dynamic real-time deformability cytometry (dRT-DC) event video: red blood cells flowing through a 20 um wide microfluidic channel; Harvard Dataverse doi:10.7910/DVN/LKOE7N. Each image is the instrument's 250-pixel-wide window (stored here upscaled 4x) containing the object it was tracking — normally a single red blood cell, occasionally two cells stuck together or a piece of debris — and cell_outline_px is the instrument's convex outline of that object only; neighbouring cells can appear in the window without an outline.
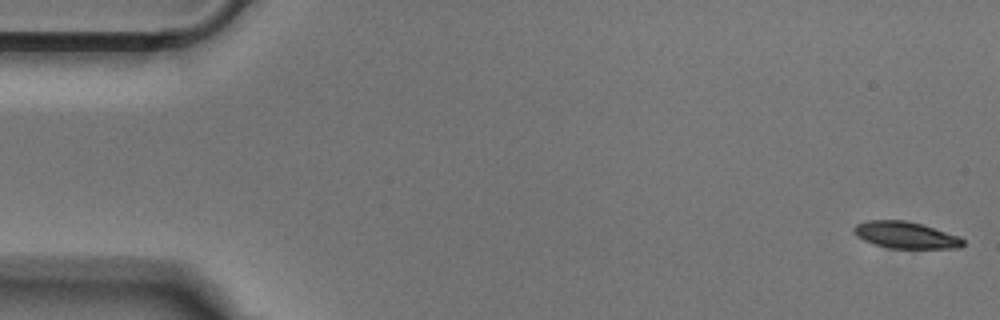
{"species": "Egyptian fruit bat (a non-hibernating species)", "species_latin": "Rousettus aegyptiacus", "temperature_condition": "cold", "stored_images_in_passage": 52, "segment_of_instrument_passage": [1, 2], "camera_frame_rate_fps": 3000, "um_per_image_px": 0.085, "animal": {"sex": "male"}, "frame": {"image": 1, "passage_image": 1, "time_ms": 0.0, "image_size_px": [1000, 320], "cell_outline_px": [[964, 244], [960, 248], [888, 248], [864, 240], [856, 236], [852, 232], [852, 228], [856, 224], [868, 220], [908, 220], [924, 224], [960, 236], [964, 240]], "centroid_in_image_um": [76.99, 19.96], "position_along_channel_um": 8.0, "area_um2": 17.22}}
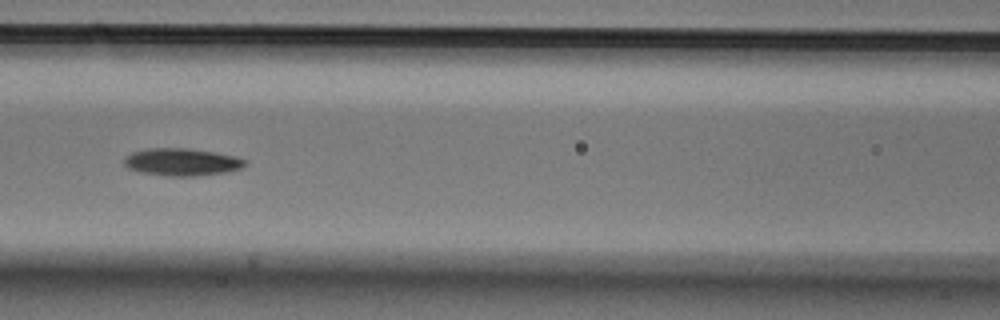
{"frame": {"image": 2, "passage_image": 22, "time_ms": 7.0, "image_size_px": [1000, 320], "cell_outline_px": [[244, 164], [240, 168], [224, 172], [192, 176], [168, 176], [140, 172], [128, 168], [124, 164], [124, 156], [132, 152], [148, 148], [188, 148], [212, 152], [232, 156], [244, 160]], "centroid_in_image_um": [15.35, 13.77], "position_along_channel_um": 151.3, "area_um2": 18.96}}
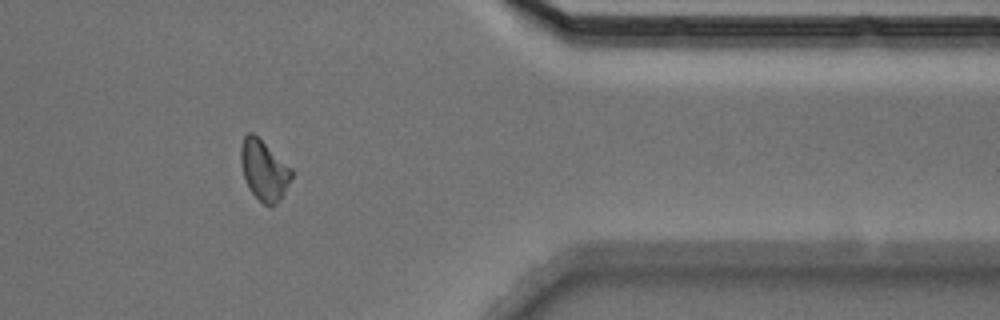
{"frame": {"image": 3, "passage_image": 42, "time_ms": 13.667, "image_size_px": [1000, 320], "cell_outline_px": [[292, 176], [280, 200], [276, 204], [264, 204], [248, 188], [244, 176], [240, 160], [240, 148], [244, 136], [248, 132], [252, 132], [292, 168]], "centroid_in_image_um": [22.42, 14.45], "position_along_channel_um": 389.0, "area_um2": 17.46}}